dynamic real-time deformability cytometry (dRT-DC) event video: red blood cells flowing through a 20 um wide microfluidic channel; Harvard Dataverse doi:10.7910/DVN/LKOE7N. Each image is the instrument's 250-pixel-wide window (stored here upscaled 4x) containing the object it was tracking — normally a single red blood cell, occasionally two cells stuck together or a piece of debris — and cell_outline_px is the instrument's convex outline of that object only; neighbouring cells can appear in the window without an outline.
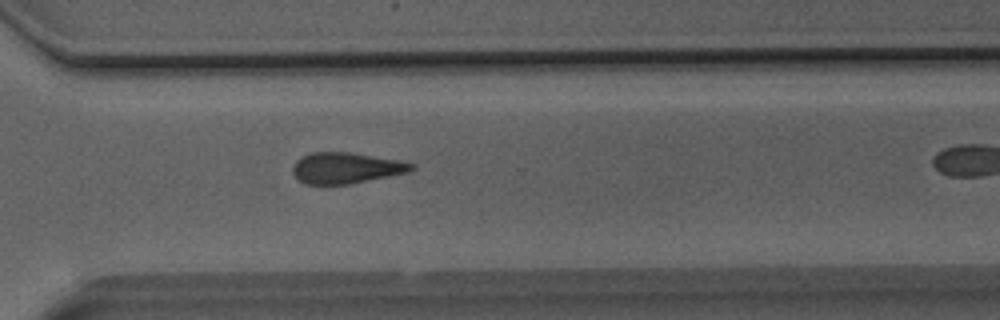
{"species": "Egyptian fruit bat (a non-hibernating species)", "species_latin": "Rousettus aegyptiacus", "temperature_condition": "room temperature", "stored_images_in_passage": 24, "camera_frame_rate_fps": 3000, "um_per_image_px": 0.085, "animal": {"sex": "male"}, "frame": {"image": 1, "passage_image": 21, "time_ms": 6.667, "image_size_px": [1000, 320], "cell_outline_px": [[416, 168], [412, 172], [352, 184], [304, 184], [292, 172], [292, 168], [296, 160], [312, 152], [348, 152], [400, 160], [416, 164]], "centroid_in_image_um": [29.49, 14.28], "position_along_channel_um": 341.1, "area_um2": 21.68}}